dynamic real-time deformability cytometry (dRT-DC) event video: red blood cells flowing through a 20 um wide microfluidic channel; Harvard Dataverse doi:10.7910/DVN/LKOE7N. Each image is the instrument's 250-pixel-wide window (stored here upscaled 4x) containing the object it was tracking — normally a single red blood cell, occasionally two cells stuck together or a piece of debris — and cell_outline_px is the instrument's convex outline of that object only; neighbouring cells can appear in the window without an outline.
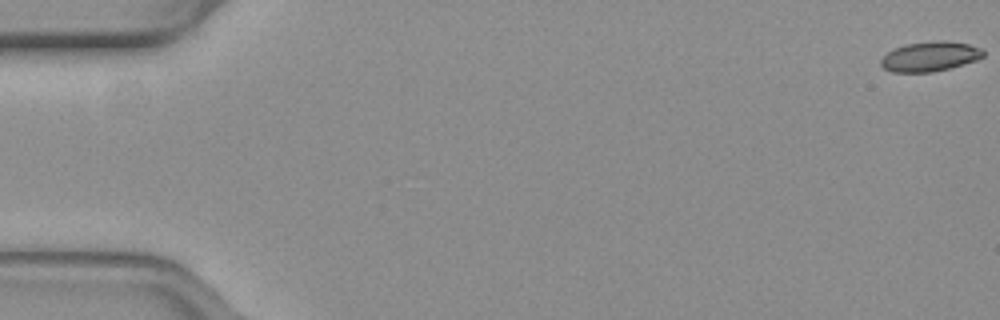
{"species": "common noctule bat (a hibernating species)", "species_latin": "Nyctalus noctula", "temperature_condition": "warm", "stored_images_in_passage": 17, "camera_frame_rate_fps": 3000, "um_per_image_px": 0.085, "animal": {"sex": "female", "body_mass_g": 19.3, "forearm_length_mm": 54.1}, "frame": {"image": 1, "passage_image": 1, "time_ms": 0.0, "image_size_px": [1000, 320], "cell_outline_px": [[984, 56], [976, 60], [948, 68], [932, 72], [892, 72], [884, 68], [880, 64], [880, 60], [888, 52], [896, 48], [908, 44], [936, 40], [944, 40], [968, 44], [984, 48]], "centroid_in_image_um": [79.07, 4.79], "position_along_channel_um": 5.9, "area_um2": 17.63}}
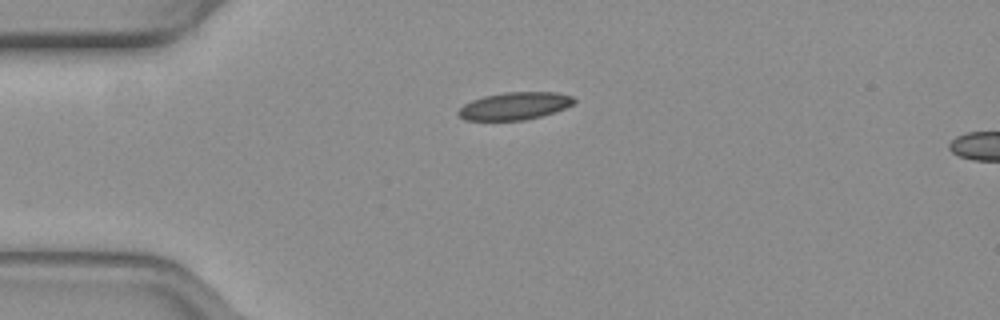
{"frame": {"image": 2, "passage_image": 14, "time_ms": 4.333, "image_size_px": [1000, 320], "cell_outline_px": [[576, 100], [572, 104], [564, 108], [540, 116], [524, 120], [464, 120], [456, 112], [464, 104], [472, 100], [484, 96], [504, 92], [556, 92], [572, 96]], "centroid_in_image_um": [43.72, 9.0], "position_along_channel_um": 41.3, "area_um2": 18.38}}